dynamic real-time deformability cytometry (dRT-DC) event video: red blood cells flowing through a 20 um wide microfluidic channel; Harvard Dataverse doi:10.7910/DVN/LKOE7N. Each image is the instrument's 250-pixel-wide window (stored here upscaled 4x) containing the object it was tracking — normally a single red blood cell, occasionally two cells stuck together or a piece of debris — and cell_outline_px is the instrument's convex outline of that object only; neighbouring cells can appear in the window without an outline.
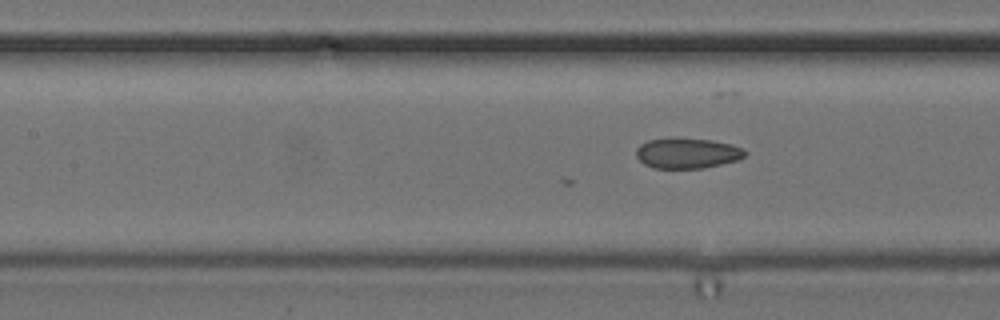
{"species": "common noctule bat (a hibernating species)", "species_latin": "Nyctalus noctula", "temperature_condition": "cold", "stored_images_in_passage": 40, "camera_frame_rate_fps": 3000, "um_per_image_px": 0.085, "animal": {"sex": "female", "body_mass_g": 24.6, "forearm_length_mm": 56.2}, "frame": {"image": 1, "passage_image": 10, "time_ms": 3.0, "image_size_px": [1000, 320], "cell_outline_px": [[748, 152], [740, 160], [704, 168], [652, 168], [644, 164], [636, 156], [636, 148], [640, 144], [648, 140], [676, 136], [712, 140], [732, 144], [744, 148]], "centroid_in_image_um": [58.43, 13.0], "position_along_channel_um": 149.0, "area_um2": 19.88}}
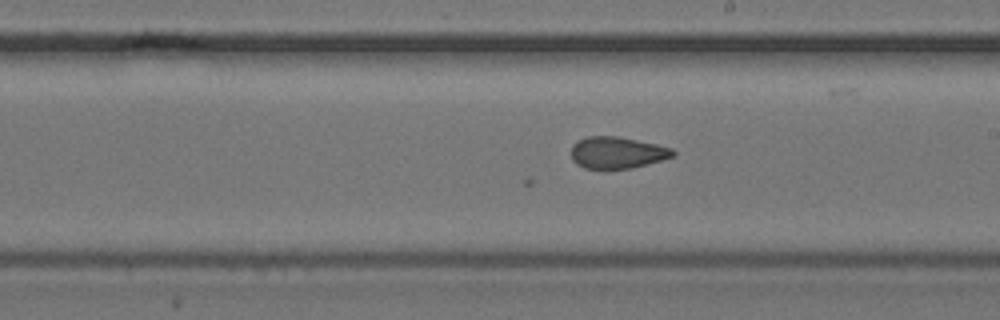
{"frame": {"image": 2, "passage_image": 17, "time_ms": 5.333, "image_size_px": [1000, 320], "cell_outline_px": [[676, 156], [632, 168], [608, 172], [584, 168], [576, 164], [572, 160], [572, 144], [576, 140], [588, 136], [620, 136], [656, 144], [672, 148], [676, 152]], "centroid_in_image_um": [52.43, 13.01], "position_along_channel_um": 236.6, "area_um2": 19.59}}
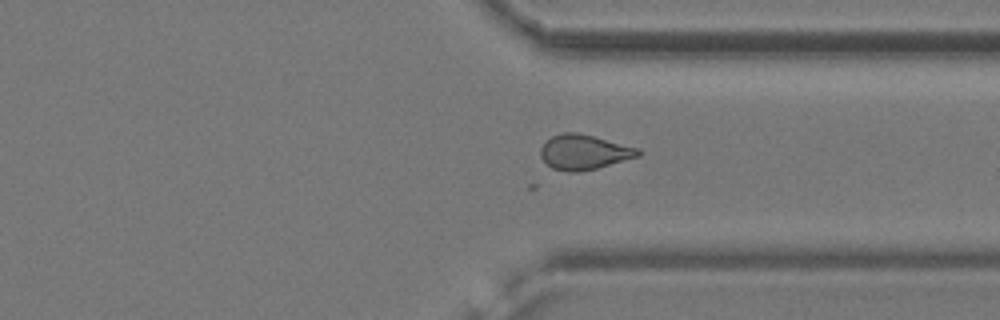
{"frame": {"image": 3, "passage_image": 27, "time_ms": 8.667, "image_size_px": [1000, 320], "cell_outline_px": [[640, 156], [596, 168], [576, 172], [568, 172], [552, 168], [540, 156], [540, 148], [544, 140], [552, 136], [564, 132], [576, 132], [640, 148]], "centroid_in_image_um": [49.61, 12.92], "position_along_channel_um": 361.8, "area_um2": 19.77}, "authors_computed_cell_mechanics": {"area_um2": 18.9873, "velocity_mm_per_s": 3.729, "shape_relaxation_time_tau1_ms": null, "shape_relaxation_time_tau2_ms": 6.8401, "deformation_change_tau1": null, "deformation_change_tau2": 0.0769}}